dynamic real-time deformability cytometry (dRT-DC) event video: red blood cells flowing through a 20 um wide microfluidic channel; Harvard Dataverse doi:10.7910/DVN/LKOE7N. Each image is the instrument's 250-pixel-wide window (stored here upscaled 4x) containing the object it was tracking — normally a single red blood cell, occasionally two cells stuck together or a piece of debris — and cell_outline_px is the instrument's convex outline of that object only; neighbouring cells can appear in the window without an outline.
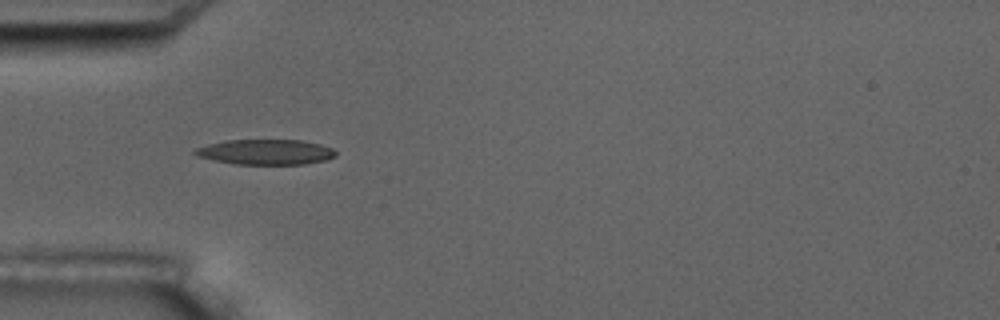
{"species": "common noctule bat (a hibernating species)", "species_latin": "Nyctalus noctula", "temperature_condition": "room temperature", "stored_images_in_passage": 5, "camera_frame_rate_fps": 3000, "um_per_image_px": 0.085, "animal": {"sex": "male", "body_mass_g": 17.5, "forearm_length_mm": 52.3}, "frame": {"image": 1, "passage_image": 5, "time_ms": 5.333, "image_size_px": [1000, 320], "cell_outline_px": [[336, 156], [328, 160], [304, 164], [232, 164], [212, 160], [196, 156], [192, 152], [196, 148], [208, 144], [228, 140], [300, 140], [320, 144], [332, 148], [336, 152]], "centroid_in_image_um": [22.57, 12.93], "position_along_channel_um": 62.4, "area_um2": 20.81}}